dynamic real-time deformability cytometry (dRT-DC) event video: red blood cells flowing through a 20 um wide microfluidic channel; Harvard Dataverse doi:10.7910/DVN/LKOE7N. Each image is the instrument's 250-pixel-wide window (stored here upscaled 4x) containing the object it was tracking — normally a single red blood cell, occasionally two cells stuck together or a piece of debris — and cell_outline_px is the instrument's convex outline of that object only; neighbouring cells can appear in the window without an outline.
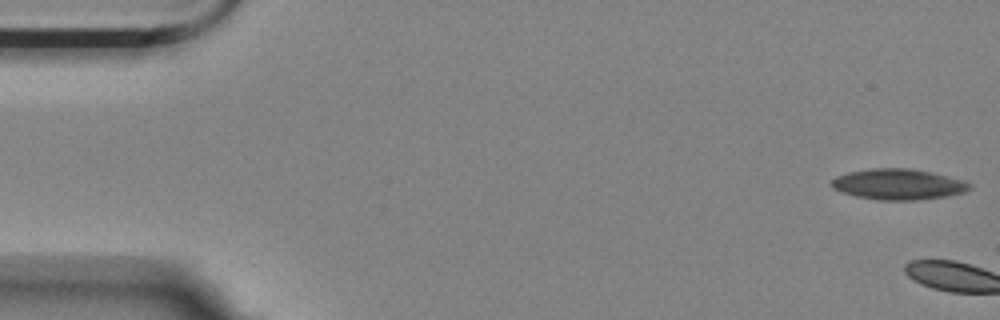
{"species": "Egyptian fruit bat (a non-hibernating species)", "species_latin": "Rousettus aegyptiacus", "temperature_condition": "room temperature", "stored_images_in_passage": 4, "camera_frame_rate_fps": 3000, "um_per_image_px": 0.085, "animal": {"sex": "female"}, "frame": {"image": 1, "passage_image": 1, "time_ms": 0.0, "image_size_px": [1000, 320], "cell_outline_px": [[972, 188], [964, 192], [948, 196], [920, 200], [880, 200], [856, 196], [840, 192], [832, 188], [832, 180], [836, 176], [848, 172], [872, 168], [912, 168], [932, 172], [964, 180], [972, 184]], "centroid_in_image_um": [76.38, 15.66], "position_along_channel_um": 8.6, "area_um2": 24.97}}